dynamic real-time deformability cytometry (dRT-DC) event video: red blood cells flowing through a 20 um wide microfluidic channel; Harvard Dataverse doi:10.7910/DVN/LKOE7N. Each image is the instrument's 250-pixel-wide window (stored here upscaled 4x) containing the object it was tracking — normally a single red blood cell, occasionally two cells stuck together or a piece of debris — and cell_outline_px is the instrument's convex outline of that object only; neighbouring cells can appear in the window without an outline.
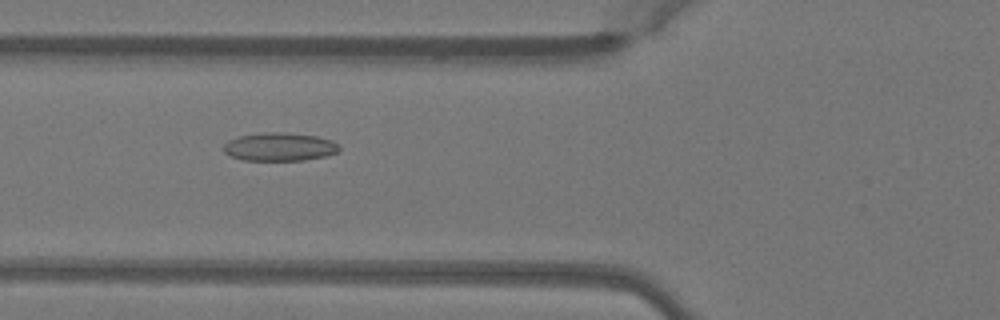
{"species": "Egyptian fruit bat (a non-hibernating species)", "species_latin": "Rousettus aegyptiacus", "temperature_condition": "warm", "stored_images_in_passage": 50, "camera_frame_rate_fps": 3000, "um_per_image_px": 0.085, "animal": {"sex": "female"}, "frame": {"image": 1, "passage_image": 19, "time_ms": 6.0, "image_size_px": [1000, 320], "cell_outline_px": [[340, 148], [336, 152], [324, 156], [304, 160], [244, 160], [232, 156], [224, 152], [224, 144], [228, 140], [240, 136], [264, 132], [284, 132], [316, 136], [332, 140], [340, 144]], "centroid_in_image_um": [23.78, 12.47], "position_along_channel_um": 102.0, "area_um2": 18.96}}
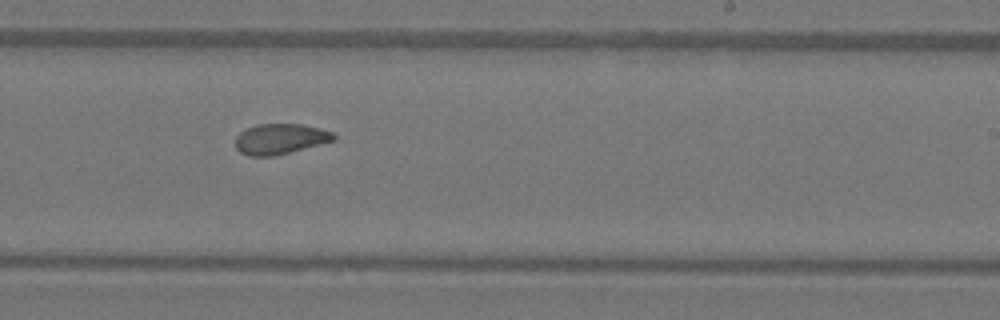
{"frame": {"image": 2, "passage_image": 31, "time_ms": 10.0, "image_size_px": [1000, 320], "cell_outline_px": [[336, 140], [272, 156], [248, 156], [240, 152], [236, 148], [236, 136], [240, 132], [256, 124], [304, 124], [320, 128], [332, 132], [336, 136]], "centroid_in_image_um": [23.81, 11.8], "position_along_channel_um": 265.2, "area_um2": 17.34}}
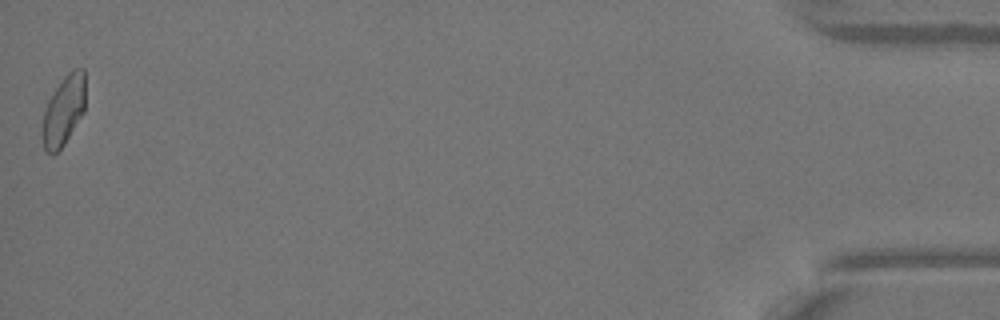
{"frame": {"image": 3, "passage_image": 50, "time_ms": 16.333, "image_size_px": [1000, 320], "cell_outline_px": [[84, 112], [64, 144], [52, 156], [44, 148], [40, 136], [40, 132], [44, 108], [48, 100], [64, 76], [72, 68], [84, 68]], "centroid_in_image_um": [5.37, 9.42], "position_along_channel_um": 429.8, "area_um2": 17.69}, "authors_computed_cell_mechanics": {"area_um2": 17.9469, "velocity_mm_per_s": 4.0744, "shape_relaxation_time_tau1_ms": null, "shape_relaxation_time_tau2_ms": 2.0222, "deformation_change_tau1": null, "deformation_change_tau2": 0.0742}}